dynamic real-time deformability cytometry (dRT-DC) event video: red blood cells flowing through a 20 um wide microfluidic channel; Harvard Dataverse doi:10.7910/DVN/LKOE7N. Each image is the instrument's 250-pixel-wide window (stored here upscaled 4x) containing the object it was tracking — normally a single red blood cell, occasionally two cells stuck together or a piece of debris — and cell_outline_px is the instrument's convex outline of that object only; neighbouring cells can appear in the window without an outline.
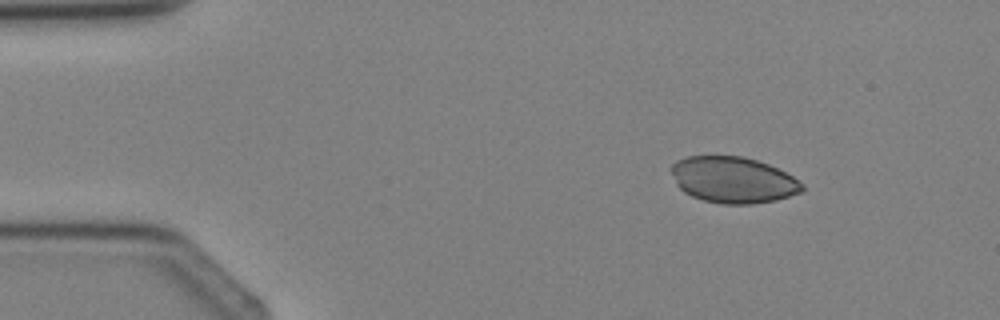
{"species": "Egyptian fruit bat (a non-hibernating species)", "species_latin": "Rousettus aegyptiacus", "temperature_condition": "cold", "stored_images_in_passage": 4, "camera_frame_rate_fps": 3000, "um_per_image_px": 0.085, "animal": {"sex": "female"}, "frame": {"image": 1, "passage_image": 2, "time_ms": 1.333, "image_size_px": [1000, 320], "cell_outline_px": [[804, 192], [776, 200], [752, 204], [724, 204], [704, 200], [692, 196], [684, 192], [676, 184], [672, 172], [672, 164], [676, 160], [688, 156], [744, 156], [768, 164], [792, 176], [804, 184]], "centroid_in_image_um": [62.33, 15.29], "position_along_channel_um": 22.7, "area_um2": 35.2}}